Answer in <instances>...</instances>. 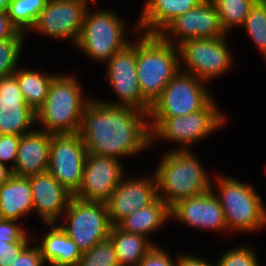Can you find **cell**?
I'll list each match as a JSON object with an SVG mask.
<instances>
[{
	"label": "cell",
	"instance_id": "8d00e7d4",
	"mask_svg": "<svg viewBox=\"0 0 266 266\" xmlns=\"http://www.w3.org/2000/svg\"><path fill=\"white\" fill-rule=\"evenodd\" d=\"M26 236L22 241L10 243L9 248L3 250L0 254V266H10L17 259L21 252L30 244Z\"/></svg>",
	"mask_w": 266,
	"mask_h": 266
},
{
	"label": "cell",
	"instance_id": "f1b7e54d",
	"mask_svg": "<svg viewBox=\"0 0 266 266\" xmlns=\"http://www.w3.org/2000/svg\"><path fill=\"white\" fill-rule=\"evenodd\" d=\"M241 27L266 61V0L255 2Z\"/></svg>",
	"mask_w": 266,
	"mask_h": 266
},
{
	"label": "cell",
	"instance_id": "d4e9b609",
	"mask_svg": "<svg viewBox=\"0 0 266 266\" xmlns=\"http://www.w3.org/2000/svg\"><path fill=\"white\" fill-rule=\"evenodd\" d=\"M109 238L113 242L120 266H139L144 255L156 245L152 240L126 232L118 225L111 227Z\"/></svg>",
	"mask_w": 266,
	"mask_h": 266
},
{
	"label": "cell",
	"instance_id": "ac0fdd59",
	"mask_svg": "<svg viewBox=\"0 0 266 266\" xmlns=\"http://www.w3.org/2000/svg\"><path fill=\"white\" fill-rule=\"evenodd\" d=\"M36 122L14 75L0 78V134L25 135Z\"/></svg>",
	"mask_w": 266,
	"mask_h": 266
},
{
	"label": "cell",
	"instance_id": "cb8c5ba5",
	"mask_svg": "<svg viewBox=\"0 0 266 266\" xmlns=\"http://www.w3.org/2000/svg\"><path fill=\"white\" fill-rule=\"evenodd\" d=\"M170 218V208L158 197L147 207L134 211L123 219L118 226L126 232L142 235L147 238L149 233L162 228Z\"/></svg>",
	"mask_w": 266,
	"mask_h": 266
},
{
	"label": "cell",
	"instance_id": "ab89813d",
	"mask_svg": "<svg viewBox=\"0 0 266 266\" xmlns=\"http://www.w3.org/2000/svg\"><path fill=\"white\" fill-rule=\"evenodd\" d=\"M12 176V169L0 163V186L6 183Z\"/></svg>",
	"mask_w": 266,
	"mask_h": 266
},
{
	"label": "cell",
	"instance_id": "d6986e66",
	"mask_svg": "<svg viewBox=\"0 0 266 266\" xmlns=\"http://www.w3.org/2000/svg\"><path fill=\"white\" fill-rule=\"evenodd\" d=\"M32 189L34 211L45 224L57 223L73 195L48 171L28 176Z\"/></svg>",
	"mask_w": 266,
	"mask_h": 266
},
{
	"label": "cell",
	"instance_id": "4316f807",
	"mask_svg": "<svg viewBox=\"0 0 266 266\" xmlns=\"http://www.w3.org/2000/svg\"><path fill=\"white\" fill-rule=\"evenodd\" d=\"M48 2L49 0H11L6 12L18 31L27 34Z\"/></svg>",
	"mask_w": 266,
	"mask_h": 266
},
{
	"label": "cell",
	"instance_id": "6da1fadb",
	"mask_svg": "<svg viewBox=\"0 0 266 266\" xmlns=\"http://www.w3.org/2000/svg\"><path fill=\"white\" fill-rule=\"evenodd\" d=\"M78 135L87 153L116 159L151 146L149 113L128 106L108 105L96 98L84 108Z\"/></svg>",
	"mask_w": 266,
	"mask_h": 266
},
{
	"label": "cell",
	"instance_id": "8fae6325",
	"mask_svg": "<svg viewBox=\"0 0 266 266\" xmlns=\"http://www.w3.org/2000/svg\"><path fill=\"white\" fill-rule=\"evenodd\" d=\"M87 154L78 133L51 134L47 171L73 196L81 187Z\"/></svg>",
	"mask_w": 266,
	"mask_h": 266
},
{
	"label": "cell",
	"instance_id": "52a82bcc",
	"mask_svg": "<svg viewBox=\"0 0 266 266\" xmlns=\"http://www.w3.org/2000/svg\"><path fill=\"white\" fill-rule=\"evenodd\" d=\"M113 10L87 8L83 28L75 45L88 57L108 61L131 42L125 36L126 23Z\"/></svg>",
	"mask_w": 266,
	"mask_h": 266
},
{
	"label": "cell",
	"instance_id": "f546056e",
	"mask_svg": "<svg viewBox=\"0 0 266 266\" xmlns=\"http://www.w3.org/2000/svg\"><path fill=\"white\" fill-rule=\"evenodd\" d=\"M26 33L18 32L13 38L0 41V78L13 75L19 67L18 60Z\"/></svg>",
	"mask_w": 266,
	"mask_h": 266
},
{
	"label": "cell",
	"instance_id": "2e32d148",
	"mask_svg": "<svg viewBox=\"0 0 266 266\" xmlns=\"http://www.w3.org/2000/svg\"><path fill=\"white\" fill-rule=\"evenodd\" d=\"M126 175L105 202L112 226L118 225L134 211L149 206L159 197L155 173L152 178H128Z\"/></svg>",
	"mask_w": 266,
	"mask_h": 266
},
{
	"label": "cell",
	"instance_id": "7402d4cb",
	"mask_svg": "<svg viewBox=\"0 0 266 266\" xmlns=\"http://www.w3.org/2000/svg\"><path fill=\"white\" fill-rule=\"evenodd\" d=\"M33 211V195L28 177L13 175L0 186V219L18 221Z\"/></svg>",
	"mask_w": 266,
	"mask_h": 266
},
{
	"label": "cell",
	"instance_id": "5b68a950",
	"mask_svg": "<svg viewBox=\"0 0 266 266\" xmlns=\"http://www.w3.org/2000/svg\"><path fill=\"white\" fill-rule=\"evenodd\" d=\"M215 178L218 191L214 186L212 190L224 211L228 230L240 233L263 230L266 227V206L255 187L222 174Z\"/></svg>",
	"mask_w": 266,
	"mask_h": 266
},
{
	"label": "cell",
	"instance_id": "d6a6232c",
	"mask_svg": "<svg viewBox=\"0 0 266 266\" xmlns=\"http://www.w3.org/2000/svg\"><path fill=\"white\" fill-rule=\"evenodd\" d=\"M16 220L0 219V254L10 243L22 241L27 233L26 229L16 224Z\"/></svg>",
	"mask_w": 266,
	"mask_h": 266
},
{
	"label": "cell",
	"instance_id": "484cf974",
	"mask_svg": "<svg viewBox=\"0 0 266 266\" xmlns=\"http://www.w3.org/2000/svg\"><path fill=\"white\" fill-rule=\"evenodd\" d=\"M13 75L17 78L25 102L36 112L45 102L49 86L57 74L18 67Z\"/></svg>",
	"mask_w": 266,
	"mask_h": 266
},
{
	"label": "cell",
	"instance_id": "30bf717a",
	"mask_svg": "<svg viewBox=\"0 0 266 266\" xmlns=\"http://www.w3.org/2000/svg\"><path fill=\"white\" fill-rule=\"evenodd\" d=\"M227 35L220 38H198L178 46L181 71L194 75L206 82L229 71L233 66L232 53L226 43ZM186 68V69H185Z\"/></svg>",
	"mask_w": 266,
	"mask_h": 266
},
{
	"label": "cell",
	"instance_id": "277c9868",
	"mask_svg": "<svg viewBox=\"0 0 266 266\" xmlns=\"http://www.w3.org/2000/svg\"><path fill=\"white\" fill-rule=\"evenodd\" d=\"M75 75L57 74L48 90L45 102L35 112L39 128L51 134L77 133L84 108L91 98L83 96Z\"/></svg>",
	"mask_w": 266,
	"mask_h": 266
},
{
	"label": "cell",
	"instance_id": "ba28073f",
	"mask_svg": "<svg viewBox=\"0 0 266 266\" xmlns=\"http://www.w3.org/2000/svg\"><path fill=\"white\" fill-rule=\"evenodd\" d=\"M64 214V223L58 225L81 253L109 238L112 224L105 202L84 201L73 196Z\"/></svg>",
	"mask_w": 266,
	"mask_h": 266
},
{
	"label": "cell",
	"instance_id": "603a6c76",
	"mask_svg": "<svg viewBox=\"0 0 266 266\" xmlns=\"http://www.w3.org/2000/svg\"><path fill=\"white\" fill-rule=\"evenodd\" d=\"M51 227L46 235L40 239L41 255L45 264L52 266H77L81 258V251L76 243L68 237L65 231L58 225L46 224Z\"/></svg>",
	"mask_w": 266,
	"mask_h": 266
},
{
	"label": "cell",
	"instance_id": "7c38bea8",
	"mask_svg": "<svg viewBox=\"0 0 266 266\" xmlns=\"http://www.w3.org/2000/svg\"><path fill=\"white\" fill-rule=\"evenodd\" d=\"M107 63V79L117 95V101H100L114 106H128L150 112L151 105L143 98L137 79L136 41L115 53Z\"/></svg>",
	"mask_w": 266,
	"mask_h": 266
},
{
	"label": "cell",
	"instance_id": "83f0119b",
	"mask_svg": "<svg viewBox=\"0 0 266 266\" xmlns=\"http://www.w3.org/2000/svg\"><path fill=\"white\" fill-rule=\"evenodd\" d=\"M222 29L227 34L232 27L242 26L257 0H212Z\"/></svg>",
	"mask_w": 266,
	"mask_h": 266
},
{
	"label": "cell",
	"instance_id": "7a4b0ae2",
	"mask_svg": "<svg viewBox=\"0 0 266 266\" xmlns=\"http://www.w3.org/2000/svg\"><path fill=\"white\" fill-rule=\"evenodd\" d=\"M156 167L158 196L171 208L182 199L212 189L206 170L197 155L189 150H169Z\"/></svg>",
	"mask_w": 266,
	"mask_h": 266
},
{
	"label": "cell",
	"instance_id": "ffe728a7",
	"mask_svg": "<svg viewBox=\"0 0 266 266\" xmlns=\"http://www.w3.org/2000/svg\"><path fill=\"white\" fill-rule=\"evenodd\" d=\"M51 133L34 129L21 136L13 175L28 177L48 170Z\"/></svg>",
	"mask_w": 266,
	"mask_h": 266
},
{
	"label": "cell",
	"instance_id": "9c48e42d",
	"mask_svg": "<svg viewBox=\"0 0 266 266\" xmlns=\"http://www.w3.org/2000/svg\"><path fill=\"white\" fill-rule=\"evenodd\" d=\"M204 84L206 82L180 70L151 105L149 118L188 115L201 110L214 98Z\"/></svg>",
	"mask_w": 266,
	"mask_h": 266
},
{
	"label": "cell",
	"instance_id": "60d3db41",
	"mask_svg": "<svg viewBox=\"0 0 266 266\" xmlns=\"http://www.w3.org/2000/svg\"><path fill=\"white\" fill-rule=\"evenodd\" d=\"M11 0H0V10H6Z\"/></svg>",
	"mask_w": 266,
	"mask_h": 266
},
{
	"label": "cell",
	"instance_id": "3957f363",
	"mask_svg": "<svg viewBox=\"0 0 266 266\" xmlns=\"http://www.w3.org/2000/svg\"><path fill=\"white\" fill-rule=\"evenodd\" d=\"M136 40V69L140 92L152 105L166 85L181 70L178 47L159 35L139 33Z\"/></svg>",
	"mask_w": 266,
	"mask_h": 266
},
{
	"label": "cell",
	"instance_id": "f35d334b",
	"mask_svg": "<svg viewBox=\"0 0 266 266\" xmlns=\"http://www.w3.org/2000/svg\"><path fill=\"white\" fill-rule=\"evenodd\" d=\"M177 257V266H217L215 263L196 255L181 253Z\"/></svg>",
	"mask_w": 266,
	"mask_h": 266
},
{
	"label": "cell",
	"instance_id": "e575fe53",
	"mask_svg": "<svg viewBox=\"0 0 266 266\" xmlns=\"http://www.w3.org/2000/svg\"><path fill=\"white\" fill-rule=\"evenodd\" d=\"M139 266H177V258H172L166 250L156 244L144 255Z\"/></svg>",
	"mask_w": 266,
	"mask_h": 266
},
{
	"label": "cell",
	"instance_id": "5bb4252c",
	"mask_svg": "<svg viewBox=\"0 0 266 266\" xmlns=\"http://www.w3.org/2000/svg\"><path fill=\"white\" fill-rule=\"evenodd\" d=\"M158 35L178 47L187 40L220 38L229 34L221 27L213 1L203 0L196 7L176 17Z\"/></svg>",
	"mask_w": 266,
	"mask_h": 266
},
{
	"label": "cell",
	"instance_id": "74e56055",
	"mask_svg": "<svg viewBox=\"0 0 266 266\" xmlns=\"http://www.w3.org/2000/svg\"><path fill=\"white\" fill-rule=\"evenodd\" d=\"M18 32L10 22L6 10H0V41L13 38Z\"/></svg>",
	"mask_w": 266,
	"mask_h": 266
},
{
	"label": "cell",
	"instance_id": "44dd1931",
	"mask_svg": "<svg viewBox=\"0 0 266 266\" xmlns=\"http://www.w3.org/2000/svg\"><path fill=\"white\" fill-rule=\"evenodd\" d=\"M201 1L203 0H146L134 31L158 35L176 17L196 7Z\"/></svg>",
	"mask_w": 266,
	"mask_h": 266
},
{
	"label": "cell",
	"instance_id": "836d02e7",
	"mask_svg": "<svg viewBox=\"0 0 266 266\" xmlns=\"http://www.w3.org/2000/svg\"><path fill=\"white\" fill-rule=\"evenodd\" d=\"M21 140L19 135L0 134V163L9 166L12 170L16 164L17 150ZM7 162H13L7 165Z\"/></svg>",
	"mask_w": 266,
	"mask_h": 266
},
{
	"label": "cell",
	"instance_id": "d590c367",
	"mask_svg": "<svg viewBox=\"0 0 266 266\" xmlns=\"http://www.w3.org/2000/svg\"><path fill=\"white\" fill-rule=\"evenodd\" d=\"M45 262L41 255L38 245L30 244L21 252L10 266H45Z\"/></svg>",
	"mask_w": 266,
	"mask_h": 266
},
{
	"label": "cell",
	"instance_id": "1f68e13d",
	"mask_svg": "<svg viewBox=\"0 0 266 266\" xmlns=\"http://www.w3.org/2000/svg\"><path fill=\"white\" fill-rule=\"evenodd\" d=\"M255 254L254 248L245 247L240 245V247L231 248L225 251L220 257L217 266H259L258 257Z\"/></svg>",
	"mask_w": 266,
	"mask_h": 266
},
{
	"label": "cell",
	"instance_id": "b9f144b4",
	"mask_svg": "<svg viewBox=\"0 0 266 266\" xmlns=\"http://www.w3.org/2000/svg\"><path fill=\"white\" fill-rule=\"evenodd\" d=\"M85 1H87L89 4H90V3H92V4H97V1H98V0H85Z\"/></svg>",
	"mask_w": 266,
	"mask_h": 266
},
{
	"label": "cell",
	"instance_id": "4fadbf2b",
	"mask_svg": "<svg viewBox=\"0 0 266 266\" xmlns=\"http://www.w3.org/2000/svg\"><path fill=\"white\" fill-rule=\"evenodd\" d=\"M89 6L85 0H49L30 32L57 40L73 39L71 41L76 45Z\"/></svg>",
	"mask_w": 266,
	"mask_h": 266
},
{
	"label": "cell",
	"instance_id": "9a60e30c",
	"mask_svg": "<svg viewBox=\"0 0 266 266\" xmlns=\"http://www.w3.org/2000/svg\"><path fill=\"white\" fill-rule=\"evenodd\" d=\"M119 159L87 154L81 187L74 197L84 201L106 202L126 174Z\"/></svg>",
	"mask_w": 266,
	"mask_h": 266
},
{
	"label": "cell",
	"instance_id": "4dcf8cb0",
	"mask_svg": "<svg viewBox=\"0 0 266 266\" xmlns=\"http://www.w3.org/2000/svg\"><path fill=\"white\" fill-rule=\"evenodd\" d=\"M77 266H120L110 238L82 253Z\"/></svg>",
	"mask_w": 266,
	"mask_h": 266
},
{
	"label": "cell",
	"instance_id": "8992f818",
	"mask_svg": "<svg viewBox=\"0 0 266 266\" xmlns=\"http://www.w3.org/2000/svg\"><path fill=\"white\" fill-rule=\"evenodd\" d=\"M214 100L213 98L201 110L188 115L149 118L151 144L157 139H164L181 145L175 150H189L191 144L194 145L216 132L226 122V116L220 112Z\"/></svg>",
	"mask_w": 266,
	"mask_h": 266
},
{
	"label": "cell",
	"instance_id": "e0dca14e",
	"mask_svg": "<svg viewBox=\"0 0 266 266\" xmlns=\"http://www.w3.org/2000/svg\"><path fill=\"white\" fill-rule=\"evenodd\" d=\"M170 218L196 229L228 231L224 211L212 189L178 201L170 208Z\"/></svg>",
	"mask_w": 266,
	"mask_h": 266
}]
</instances>
